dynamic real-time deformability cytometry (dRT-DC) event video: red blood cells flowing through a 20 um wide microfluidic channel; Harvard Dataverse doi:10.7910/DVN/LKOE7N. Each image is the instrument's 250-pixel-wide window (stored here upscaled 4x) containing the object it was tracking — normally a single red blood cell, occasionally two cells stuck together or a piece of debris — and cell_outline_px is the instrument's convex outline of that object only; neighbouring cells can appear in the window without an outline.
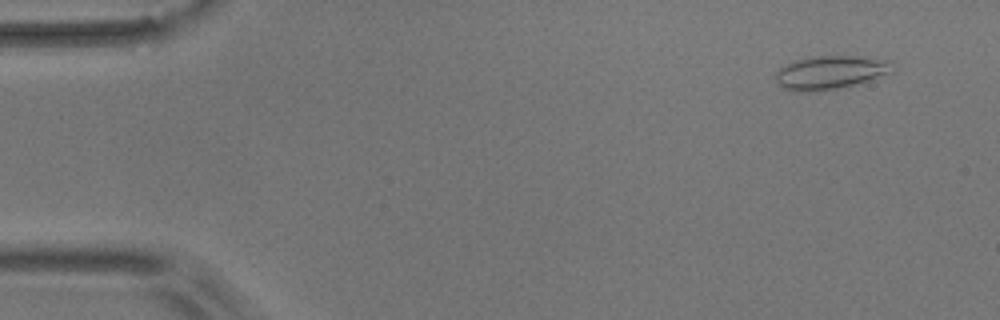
{"species": "common noctule bat (a hibernating species)", "species_latin": "Nyctalus noctula", "temperature_condition": "room temperature", "stored_images_in_passage": 14, "camera_frame_rate_fps": 3000, "um_per_image_px": 0.085, "animal": {"sex": "male", "body_mass_g": 17.9}, "frame": {"image": 1, "passage_image": 3, "time_ms": 0.667, "image_size_px": [1000, 320], "cell_outline_px": [[892, 72], [852, 84], [836, 88], [784, 88], [776, 80], [776, 72], [780, 68], [796, 60], [812, 56], [860, 56], [892, 60]], "centroid_in_image_um": [70.65, 6.07], "position_along_channel_um": 14.3, "area_um2": 21.44}}